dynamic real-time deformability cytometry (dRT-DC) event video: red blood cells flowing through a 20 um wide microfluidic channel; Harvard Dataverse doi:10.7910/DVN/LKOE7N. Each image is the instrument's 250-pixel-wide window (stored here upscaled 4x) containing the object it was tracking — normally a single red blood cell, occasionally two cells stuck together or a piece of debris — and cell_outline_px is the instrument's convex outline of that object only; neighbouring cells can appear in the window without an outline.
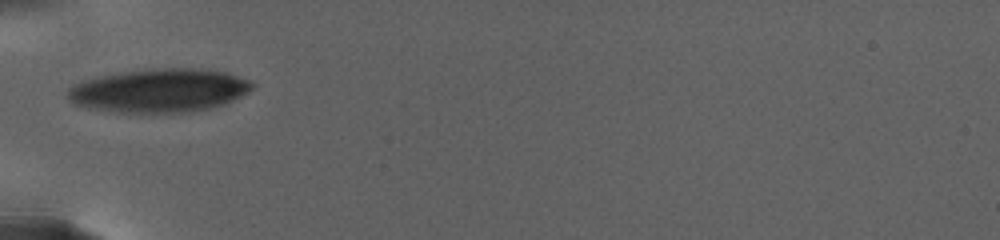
{"species": "human", "species_latin": "Homo sapiens", "temperature_condition": "warm", "stored_images_in_passage": 34, "camera_frame_rate_fps": 3000, "um_per_image_px": 0.085, "donor": {"sex": "female"}, "frame": {"image": 1, "passage_image": 1, "time_ms": 0.0, "image_size_px": [1000, 240], "cell_outline_px": [[256, 84], [248, 92], [224, 104], [212, 108], [192, 112], [116, 112], [92, 108], [76, 104], [68, 96], [68, 88], [72, 84], [96, 76], [120, 72], [152, 68], [200, 68], [224, 72], [248, 80]], "centroid_in_image_um": [13.54, 7.68], "position_along_channel_um": 71.5, "area_um2": 46.76}}
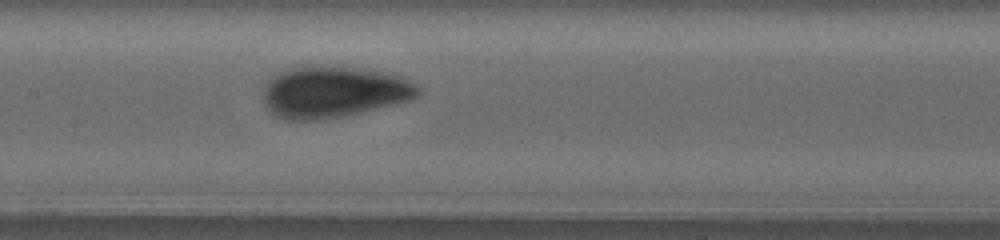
{"frame": {"image": 2, "passage_image": 8, "time_ms": 4.333, "image_size_px": [1000, 240], "cell_outline_px": [[420, 92], [412, 100], [344, 116], [320, 120], [284, 120], [276, 116], [268, 108], [264, 100], [264, 88], [268, 80], [272, 76], [288, 68], [360, 68], [392, 72], [416, 84], [420, 88]], "centroid_in_image_um": [28.39, 7.84], "position_along_channel_um": 179.0, "area_um2": 46.01}}
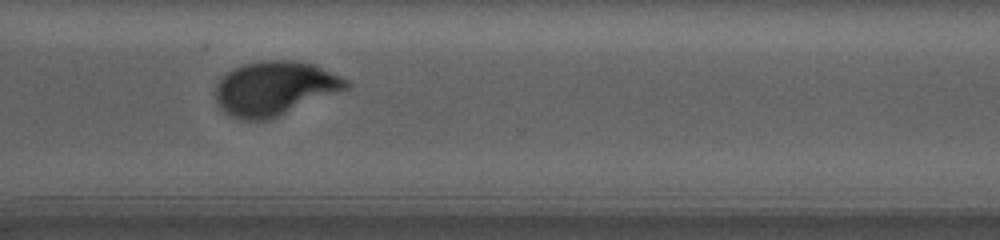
{"frame": {"image": 3, "passage_image": 26, "time_ms": 11.0, "image_size_px": [1000, 240], "cell_outline_px": [[352, 84], [348, 88], [268, 120], [240, 120], [224, 112], [216, 104], [216, 84], [228, 72], [244, 64], [260, 60], [296, 60], [316, 64], [348, 80]], "centroid_in_image_um": [23.35, 7.5], "position_along_channel_um": 347.2, "area_um2": 41.15}, "authors_computed_cell_mechanics": {"area_um2": 42.9165, "velocity_mm_per_s": 2.5287, "shape_relaxation_time_tau1_ms": 4.5235, "shape_relaxation_time_tau2_ms": null, "deformation_change_tau1": 0.147, "deformation_change_tau2": null}}